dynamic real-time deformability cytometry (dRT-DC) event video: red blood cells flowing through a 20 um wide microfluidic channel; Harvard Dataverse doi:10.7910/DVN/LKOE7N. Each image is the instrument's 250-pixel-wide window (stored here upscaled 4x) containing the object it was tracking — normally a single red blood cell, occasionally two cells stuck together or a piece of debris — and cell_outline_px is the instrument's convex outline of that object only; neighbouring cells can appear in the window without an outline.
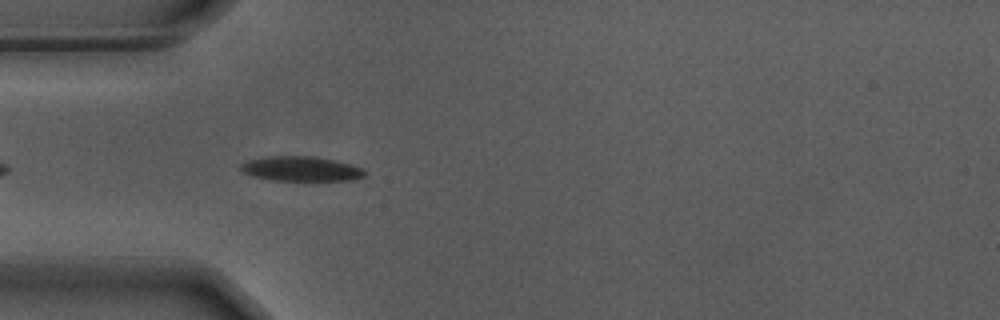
{"species": "Egyptian fruit bat (a non-hibernating species)", "species_latin": "Rousettus aegyptiacus", "temperature_condition": "warm", "stored_images_in_passage": 7, "camera_frame_rate_fps": 3000, "um_per_image_px": 0.085, "animal": {"sex": "male"}, "frame": {"image": 1, "passage_image": 4, "time_ms": 1.0, "image_size_px": [1000, 320], "cell_outline_px": [[364, 176], [352, 180], [272, 180], [252, 176], [244, 172], [240, 168], [240, 164], [244, 160], [268, 156], [316, 156], [336, 160], [364, 168]], "centroid_in_image_um": [25.56, 14.33], "position_along_channel_um": 59.4, "area_um2": 17.98}}